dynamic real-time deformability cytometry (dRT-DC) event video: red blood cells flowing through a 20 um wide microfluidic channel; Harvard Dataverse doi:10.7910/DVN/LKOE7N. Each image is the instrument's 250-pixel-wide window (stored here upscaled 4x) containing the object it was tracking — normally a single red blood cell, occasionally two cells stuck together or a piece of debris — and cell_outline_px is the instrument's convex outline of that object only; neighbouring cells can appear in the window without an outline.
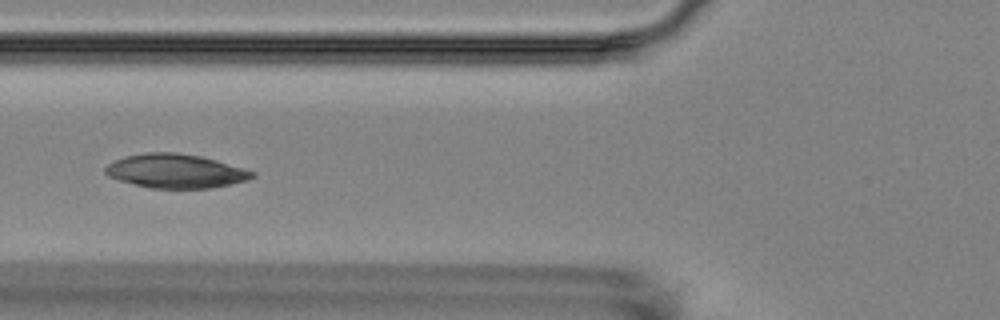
{"species": "Egyptian fruit bat (a non-hibernating species)", "species_latin": "Rousettus aegyptiacus", "temperature_condition": "room temperature", "stored_images_in_passage": 16, "camera_frame_rate_fps": 3000, "um_per_image_px": 0.085, "animal": {"sex": "female"}, "frame": {"image": 1, "passage_image": 6, "time_ms": 6.0, "image_size_px": [1000, 320], "cell_outline_px": [[256, 176], [248, 180], [232, 184], [212, 188], [152, 188], [120, 180], [108, 176], [104, 172], [104, 168], [108, 164], [124, 156], [148, 152], [176, 152], [200, 156], [216, 160], [256, 172]], "centroid_in_image_um": [14.95, 14.54], "position_along_channel_um": 110.8, "area_um2": 29.02}}
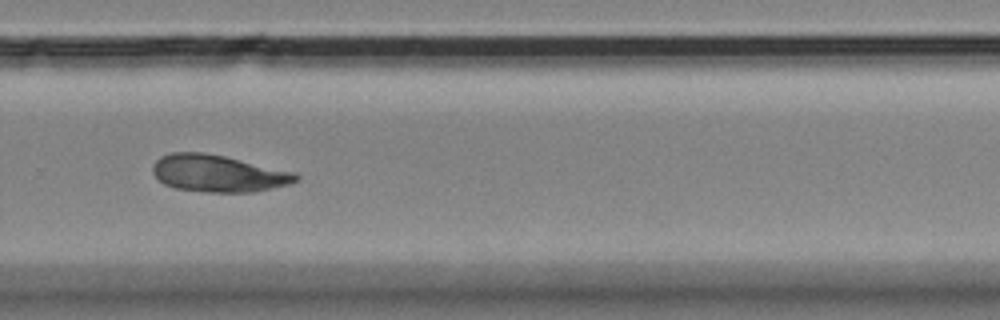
{"frame": {"image": 2, "passage_image": 11, "time_ms": 11.667, "image_size_px": [1000, 320], "cell_outline_px": [[300, 180], [292, 184], [252, 192], [208, 192], [176, 188], [164, 184], [152, 172], [152, 164], [160, 156], [172, 152], [200, 152], [224, 156], [296, 172], [300, 176]], "centroid_in_image_um": [18.58, 14.74], "position_along_channel_um": 311.2, "area_um2": 30.98}}
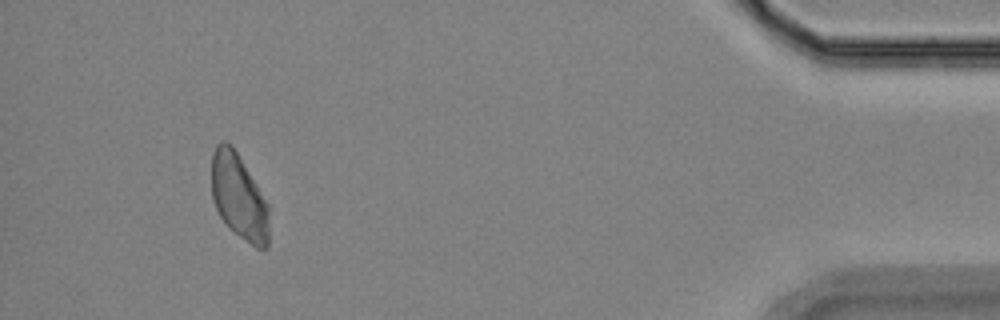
{"frame": {"image": 3, "passage_image": 15, "time_ms": 16.333, "image_size_px": [1000, 320], "cell_outline_px": [[272, 204], [268, 248], [256, 248], [228, 228], [220, 216], [212, 200], [212, 152], [216, 144], [220, 140], [224, 140], [236, 152]], "centroid_in_image_um": [20.38, 16.77], "position_along_channel_um": 414.8, "area_um2": 29.65}, "authors_computed_cell_mechanics": {"area_um2": 29.2757, "velocity_mm_per_s": 3.5404, "shape_relaxation_time_tau1_ms": null, "shape_relaxation_time_tau2_ms": 5.2852, "deformation_change_tau1": null, "deformation_change_tau2": 0.1016}}